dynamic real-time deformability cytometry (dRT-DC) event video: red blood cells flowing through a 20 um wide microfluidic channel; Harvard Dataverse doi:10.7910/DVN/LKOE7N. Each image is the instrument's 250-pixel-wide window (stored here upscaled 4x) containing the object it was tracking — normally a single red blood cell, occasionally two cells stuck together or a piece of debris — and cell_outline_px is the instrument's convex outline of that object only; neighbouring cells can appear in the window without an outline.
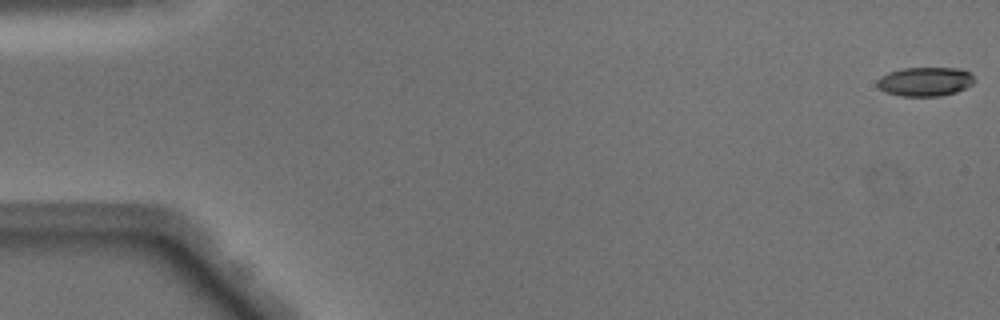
{"species": "Egyptian fruit bat (a non-hibernating species)", "species_latin": "Rousettus aegyptiacus", "temperature_condition": "warm", "stored_images_in_passage": 50, "camera_frame_rate_fps": 3000, "um_per_image_px": 0.085, "animal": {"sex": "male"}, "frame": {"image": 1, "passage_image": 1, "time_ms": 0.0, "image_size_px": [1000, 320], "cell_outline_px": [[976, 80], [972, 84], [956, 92], [940, 96], [900, 96], [884, 92], [876, 84], [876, 80], [880, 76], [888, 72], [900, 68], [960, 68], [968, 72]], "centroid_in_image_um": [78.59, 6.93], "position_along_channel_um": 6.4, "area_um2": 16.59}}
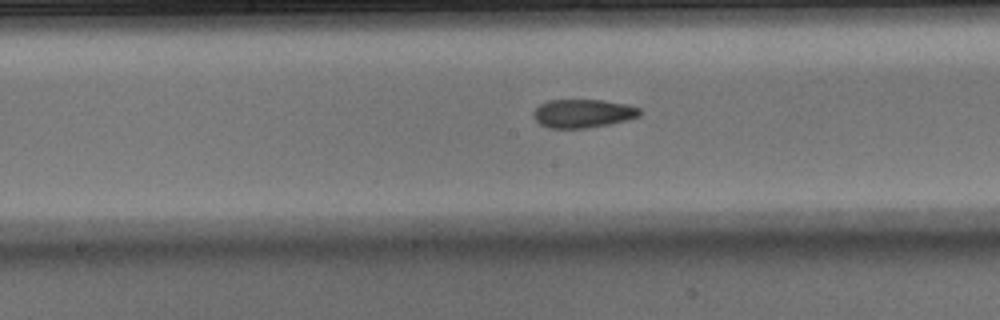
{"frame": {"image": 2, "passage_image": 26, "time_ms": 8.333, "image_size_px": [1000, 320], "cell_outline_px": [[640, 116], [628, 120], [608, 124], [584, 128], [548, 128], [540, 124], [532, 116], [532, 112], [540, 104], [548, 100], [604, 100], [628, 104], [640, 108]], "centroid_in_image_um": [49.54, 9.63], "position_along_channel_um": 198.7, "area_um2": 17.74}}
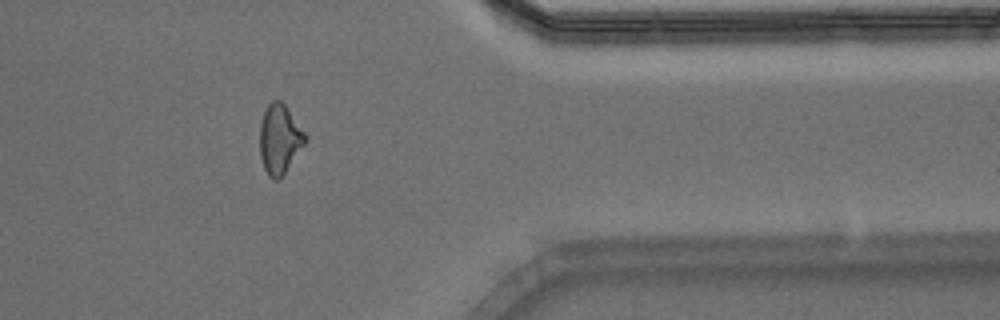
{"frame": {"image": 3, "passage_image": 41, "time_ms": 13.333, "image_size_px": [1000, 320], "cell_outline_px": [[308, 136], [304, 144], [284, 172], [276, 180], [272, 180], [268, 176], [264, 168], [260, 156], [260, 124], [264, 112], [268, 104], [272, 100], [280, 100], [288, 108]], "centroid_in_image_um": [23.76, 11.79], "position_along_channel_um": 387.6, "area_um2": 18.15}, "authors_computed_cell_mechanics": {"area_um2": 17.7446, "velocity_mm_per_s": 4.1024, "shape_relaxation_time_tau1_ms": 10.8917, "shape_relaxation_time_tau2_ms": 4.5469, "deformation_change_tau1": 0.2532, "deformation_change_tau2": 0.135}}